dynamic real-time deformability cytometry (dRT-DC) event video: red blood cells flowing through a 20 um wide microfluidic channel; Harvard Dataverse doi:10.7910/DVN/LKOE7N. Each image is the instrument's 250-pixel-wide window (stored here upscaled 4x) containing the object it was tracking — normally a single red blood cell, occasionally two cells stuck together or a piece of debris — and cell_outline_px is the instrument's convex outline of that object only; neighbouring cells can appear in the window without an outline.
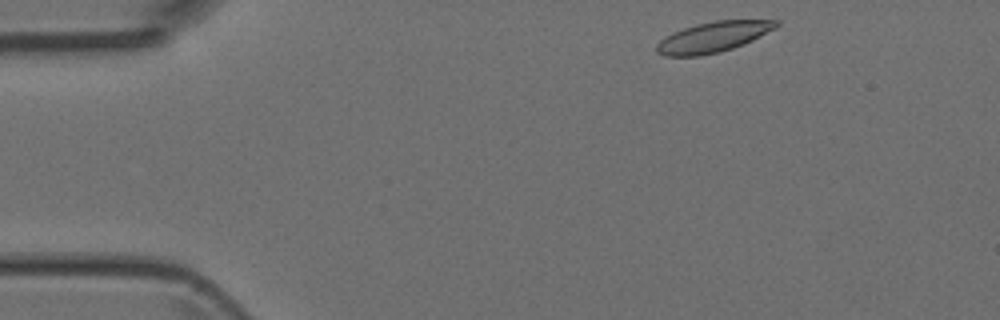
{"species": "Egyptian fruit bat (a non-hibernating species)", "species_latin": "Rousettus aegyptiacus", "temperature_condition": "room temperature", "stored_images_in_passage": 3, "camera_frame_rate_fps": 3000, "um_per_image_px": 0.085, "animal": {"sex": "female"}, "frame": {"image": 1, "passage_image": 1, "time_ms": 0.0, "image_size_px": [1000, 320], "cell_outline_px": [[780, 24], [776, 28], [744, 44], [720, 52], [700, 56], [664, 56], [656, 52], [656, 44], [664, 36], [672, 32], [696, 24], [716, 20], [780, 20]], "centroid_in_image_um": [60.6, 3.15], "position_along_channel_um": 24.4, "area_um2": 21.33}}